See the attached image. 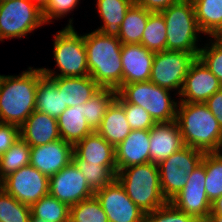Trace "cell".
I'll return each instance as SVG.
<instances>
[{
	"instance_id": "cell-22",
	"label": "cell",
	"mask_w": 222,
	"mask_h": 222,
	"mask_svg": "<svg viewBox=\"0 0 222 222\" xmlns=\"http://www.w3.org/2000/svg\"><path fill=\"white\" fill-rule=\"evenodd\" d=\"M73 151L90 164L116 165L115 147L96 131L77 142Z\"/></svg>"
},
{
	"instance_id": "cell-46",
	"label": "cell",
	"mask_w": 222,
	"mask_h": 222,
	"mask_svg": "<svg viewBox=\"0 0 222 222\" xmlns=\"http://www.w3.org/2000/svg\"><path fill=\"white\" fill-rule=\"evenodd\" d=\"M206 222H222L221 214H210Z\"/></svg>"
},
{
	"instance_id": "cell-13",
	"label": "cell",
	"mask_w": 222,
	"mask_h": 222,
	"mask_svg": "<svg viewBox=\"0 0 222 222\" xmlns=\"http://www.w3.org/2000/svg\"><path fill=\"white\" fill-rule=\"evenodd\" d=\"M94 196L105 211L109 222H145V213L128 197L116 178L97 190Z\"/></svg>"
},
{
	"instance_id": "cell-47",
	"label": "cell",
	"mask_w": 222,
	"mask_h": 222,
	"mask_svg": "<svg viewBox=\"0 0 222 222\" xmlns=\"http://www.w3.org/2000/svg\"><path fill=\"white\" fill-rule=\"evenodd\" d=\"M36 5H38L41 9L44 8V6L47 4L48 0H31Z\"/></svg>"
},
{
	"instance_id": "cell-39",
	"label": "cell",
	"mask_w": 222,
	"mask_h": 222,
	"mask_svg": "<svg viewBox=\"0 0 222 222\" xmlns=\"http://www.w3.org/2000/svg\"><path fill=\"white\" fill-rule=\"evenodd\" d=\"M124 110L132 130H150L156 123L150 114L142 107L128 102H119Z\"/></svg>"
},
{
	"instance_id": "cell-9",
	"label": "cell",
	"mask_w": 222,
	"mask_h": 222,
	"mask_svg": "<svg viewBox=\"0 0 222 222\" xmlns=\"http://www.w3.org/2000/svg\"><path fill=\"white\" fill-rule=\"evenodd\" d=\"M204 154L183 146L158 164L161 190L168 202L183 189L188 175L201 163Z\"/></svg>"
},
{
	"instance_id": "cell-11",
	"label": "cell",
	"mask_w": 222,
	"mask_h": 222,
	"mask_svg": "<svg viewBox=\"0 0 222 222\" xmlns=\"http://www.w3.org/2000/svg\"><path fill=\"white\" fill-rule=\"evenodd\" d=\"M0 187L20 203L31 207L49 194V177L29 164L3 178Z\"/></svg>"
},
{
	"instance_id": "cell-20",
	"label": "cell",
	"mask_w": 222,
	"mask_h": 222,
	"mask_svg": "<svg viewBox=\"0 0 222 222\" xmlns=\"http://www.w3.org/2000/svg\"><path fill=\"white\" fill-rule=\"evenodd\" d=\"M20 137L35 147L61 139L57 119L35 110L19 127Z\"/></svg>"
},
{
	"instance_id": "cell-29",
	"label": "cell",
	"mask_w": 222,
	"mask_h": 222,
	"mask_svg": "<svg viewBox=\"0 0 222 222\" xmlns=\"http://www.w3.org/2000/svg\"><path fill=\"white\" fill-rule=\"evenodd\" d=\"M200 30L211 35L222 23V0H192Z\"/></svg>"
},
{
	"instance_id": "cell-23",
	"label": "cell",
	"mask_w": 222,
	"mask_h": 222,
	"mask_svg": "<svg viewBox=\"0 0 222 222\" xmlns=\"http://www.w3.org/2000/svg\"><path fill=\"white\" fill-rule=\"evenodd\" d=\"M84 107L85 103L67 107L57 118L60 138L73 146L94 132L86 121Z\"/></svg>"
},
{
	"instance_id": "cell-12",
	"label": "cell",
	"mask_w": 222,
	"mask_h": 222,
	"mask_svg": "<svg viewBox=\"0 0 222 222\" xmlns=\"http://www.w3.org/2000/svg\"><path fill=\"white\" fill-rule=\"evenodd\" d=\"M205 166L200 163L187 177L183 189L169 202L178 210L206 222L211 211V202L205 190Z\"/></svg>"
},
{
	"instance_id": "cell-6",
	"label": "cell",
	"mask_w": 222,
	"mask_h": 222,
	"mask_svg": "<svg viewBox=\"0 0 222 222\" xmlns=\"http://www.w3.org/2000/svg\"><path fill=\"white\" fill-rule=\"evenodd\" d=\"M167 28V51H185L199 53L200 30L195 16L192 0H178L160 12Z\"/></svg>"
},
{
	"instance_id": "cell-5",
	"label": "cell",
	"mask_w": 222,
	"mask_h": 222,
	"mask_svg": "<svg viewBox=\"0 0 222 222\" xmlns=\"http://www.w3.org/2000/svg\"><path fill=\"white\" fill-rule=\"evenodd\" d=\"M73 18L67 26L54 34L53 57L59 72L42 68L46 77H81L89 75L87 54L83 34H78L73 27Z\"/></svg>"
},
{
	"instance_id": "cell-18",
	"label": "cell",
	"mask_w": 222,
	"mask_h": 222,
	"mask_svg": "<svg viewBox=\"0 0 222 222\" xmlns=\"http://www.w3.org/2000/svg\"><path fill=\"white\" fill-rule=\"evenodd\" d=\"M150 130H131L115 147L117 171L123 168L150 162Z\"/></svg>"
},
{
	"instance_id": "cell-35",
	"label": "cell",
	"mask_w": 222,
	"mask_h": 222,
	"mask_svg": "<svg viewBox=\"0 0 222 222\" xmlns=\"http://www.w3.org/2000/svg\"><path fill=\"white\" fill-rule=\"evenodd\" d=\"M31 207L20 203L0 187V222H29Z\"/></svg>"
},
{
	"instance_id": "cell-25",
	"label": "cell",
	"mask_w": 222,
	"mask_h": 222,
	"mask_svg": "<svg viewBox=\"0 0 222 222\" xmlns=\"http://www.w3.org/2000/svg\"><path fill=\"white\" fill-rule=\"evenodd\" d=\"M134 0H96L97 13L103 25L95 29L106 36L118 37L127 10Z\"/></svg>"
},
{
	"instance_id": "cell-2",
	"label": "cell",
	"mask_w": 222,
	"mask_h": 222,
	"mask_svg": "<svg viewBox=\"0 0 222 222\" xmlns=\"http://www.w3.org/2000/svg\"><path fill=\"white\" fill-rule=\"evenodd\" d=\"M83 39L89 75L101 88L117 91L123 85L121 41L96 30L83 34Z\"/></svg>"
},
{
	"instance_id": "cell-26",
	"label": "cell",
	"mask_w": 222,
	"mask_h": 222,
	"mask_svg": "<svg viewBox=\"0 0 222 222\" xmlns=\"http://www.w3.org/2000/svg\"><path fill=\"white\" fill-rule=\"evenodd\" d=\"M151 13L135 2L131 5L125 14L118 36L122 44H141L142 34Z\"/></svg>"
},
{
	"instance_id": "cell-42",
	"label": "cell",
	"mask_w": 222,
	"mask_h": 222,
	"mask_svg": "<svg viewBox=\"0 0 222 222\" xmlns=\"http://www.w3.org/2000/svg\"><path fill=\"white\" fill-rule=\"evenodd\" d=\"M222 127V88L204 102Z\"/></svg>"
},
{
	"instance_id": "cell-37",
	"label": "cell",
	"mask_w": 222,
	"mask_h": 222,
	"mask_svg": "<svg viewBox=\"0 0 222 222\" xmlns=\"http://www.w3.org/2000/svg\"><path fill=\"white\" fill-rule=\"evenodd\" d=\"M210 41L200 47L198 58L222 84V46Z\"/></svg>"
},
{
	"instance_id": "cell-7",
	"label": "cell",
	"mask_w": 222,
	"mask_h": 222,
	"mask_svg": "<svg viewBox=\"0 0 222 222\" xmlns=\"http://www.w3.org/2000/svg\"><path fill=\"white\" fill-rule=\"evenodd\" d=\"M170 91L151 81L136 82L122 85L117 90L115 99L142 107L155 123H167L176 120L178 105V100L171 99Z\"/></svg>"
},
{
	"instance_id": "cell-44",
	"label": "cell",
	"mask_w": 222,
	"mask_h": 222,
	"mask_svg": "<svg viewBox=\"0 0 222 222\" xmlns=\"http://www.w3.org/2000/svg\"><path fill=\"white\" fill-rule=\"evenodd\" d=\"M210 214H221L222 215V195L211 202Z\"/></svg>"
},
{
	"instance_id": "cell-3",
	"label": "cell",
	"mask_w": 222,
	"mask_h": 222,
	"mask_svg": "<svg viewBox=\"0 0 222 222\" xmlns=\"http://www.w3.org/2000/svg\"><path fill=\"white\" fill-rule=\"evenodd\" d=\"M176 122L184 146L204 153L219 152L222 146V127L205 103L179 102Z\"/></svg>"
},
{
	"instance_id": "cell-28",
	"label": "cell",
	"mask_w": 222,
	"mask_h": 222,
	"mask_svg": "<svg viewBox=\"0 0 222 222\" xmlns=\"http://www.w3.org/2000/svg\"><path fill=\"white\" fill-rule=\"evenodd\" d=\"M72 160L85 176L86 182L94 192L110 184L116 178V165L90 164L81 159L74 151Z\"/></svg>"
},
{
	"instance_id": "cell-45",
	"label": "cell",
	"mask_w": 222,
	"mask_h": 222,
	"mask_svg": "<svg viewBox=\"0 0 222 222\" xmlns=\"http://www.w3.org/2000/svg\"><path fill=\"white\" fill-rule=\"evenodd\" d=\"M212 41L222 46V23L221 25L209 36ZM214 38V39H213Z\"/></svg>"
},
{
	"instance_id": "cell-33",
	"label": "cell",
	"mask_w": 222,
	"mask_h": 222,
	"mask_svg": "<svg viewBox=\"0 0 222 222\" xmlns=\"http://www.w3.org/2000/svg\"><path fill=\"white\" fill-rule=\"evenodd\" d=\"M201 163L205 166V190L210 202L222 195V154L205 153Z\"/></svg>"
},
{
	"instance_id": "cell-8",
	"label": "cell",
	"mask_w": 222,
	"mask_h": 222,
	"mask_svg": "<svg viewBox=\"0 0 222 222\" xmlns=\"http://www.w3.org/2000/svg\"><path fill=\"white\" fill-rule=\"evenodd\" d=\"M44 24L42 9L31 0H0V41L21 39Z\"/></svg>"
},
{
	"instance_id": "cell-24",
	"label": "cell",
	"mask_w": 222,
	"mask_h": 222,
	"mask_svg": "<svg viewBox=\"0 0 222 222\" xmlns=\"http://www.w3.org/2000/svg\"><path fill=\"white\" fill-rule=\"evenodd\" d=\"M123 106L114 99L108 106L96 132L116 147L131 131Z\"/></svg>"
},
{
	"instance_id": "cell-30",
	"label": "cell",
	"mask_w": 222,
	"mask_h": 222,
	"mask_svg": "<svg viewBox=\"0 0 222 222\" xmlns=\"http://www.w3.org/2000/svg\"><path fill=\"white\" fill-rule=\"evenodd\" d=\"M117 91L111 88H100L87 102L84 112L88 125L96 131L105 116L106 110L116 98Z\"/></svg>"
},
{
	"instance_id": "cell-40",
	"label": "cell",
	"mask_w": 222,
	"mask_h": 222,
	"mask_svg": "<svg viewBox=\"0 0 222 222\" xmlns=\"http://www.w3.org/2000/svg\"><path fill=\"white\" fill-rule=\"evenodd\" d=\"M80 0H48L42 9V16L45 23H50L53 19H60L67 16L70 11L79 4Z\"/></svg>"
},
{
	"instance_id": "cell-41",
	"label": "cell",
	"mask_w": 222,
	"mask_h": 222,
	"mask_svg": "<svg viewBox=\"0 0 222 222\" xmlns=\"http://www.w3.org/2000/svg\"><path fill=\"white\" fill-rule=\"evenodd\" d=\"M20 128L14 124L0 122V157L18 140Z\"/></svg>"
},
{
	"instance_id": "cell-21",
	"label": "cell",
	"mask_w": 222,
	"mask_h": 222,
	"mask_svg": "<svg viewBox=\"0 0 222 222\" xmlns=\"http://www.w3.org/2000/svg\"><path fill=\"white\" fill-rule=\"evenodd\" d=\"M57 87L67 107L82 105L101 87L90 75L81 77H48Z\"/></svg>"
},
{
	"instance_id": "cell-4",
	"label": "cell",
	"mask_w": 222,
	"mask_h": 222,
	"mask_svg": "<svg viewBox=\"0 0 222 222\" xmlns=\"http://www.w3.org/2000/svg\"><path fill=\"white\" fill-rule=\"evenodd\" d=\"M116 179L145 214L168 202L161 190L158 164L149 162L123 168L117 171Z\"/></svg>"
},
{
	"instance_id": "cell-10",
	"label": "cell",
	"mask_w": 222,
	"mask_h": 222,
	"mask_svg": "<svg viewBox=\"0 0 222 222\" xmlns=\"http://www.w3.org/2000/svg\"><path fill=\"white\" fill-rule=\"evenodd\" d=\"M198 54L167 50L155 53L149 81L171 91L176 90L175 95H179L188 69Z\"/></svg>"
},
{
	"instance_id": "cell-31",
	"label": "cell",
	"mask_w": 222,
	"mask_h": 222,
	"mask_svg": "<svg viewBox=\"0 0 222 222\" xmlns=\"http://www.w3.org/2000/svg\"><path fill=\"white\" fill-rule=\"evenodd\" d=\"M167 28L164 18L160 12H152L142 34L141 44L157 53L166 51Z\"/></svg>"
},
{
	"instance_id": "cell-38",
	"label": "cell",
	"mask_w": 222,
	"mask_h": 222,
	"mask_svg": "<svg viewBox=\"0 0 222 222\" xmlns=\"http://www.w3.org/2000/svg\"><path fill=\"white\" fill-rule=\"evenodd\" d=\"M145 222H199L194 217L176 209L170 202L145 214Z\"/></svg>"
},
{
	"instance_id": "cell-15",
	"label": "cell",
	"mask_w": 222,
	"mask_h": 222,
	"mask_svg": "<svg viewBox=\"0 0 222 222\" xmlns=\"http://www.w3.org/2000/svg\"><path fill=\"white\" fill-rule=\"evenodd\" d=\"M222 88L221 82L197 57L190 65L178 95L179 102L204 103Z\"/></svg>"
},
{
	"instance_id": "cell-36",
	"label": "cell",
	"mask_w": 222,
	"mask_h": 222,
	"mask_svg": "<svg viewBox=\"0 0 222 222\" xmlns=\"http://www.w3.org/2000/svg\"><path fill=\"white\" fill-rule=\"evenodd\" d=\"M70 222H109L95 196L70 207Z\"/></svg>"
},
{
	"instance_id": "cell-34",
	"label": "cell",
	"mask_w": 222,
	"mask_h": 222,
	"mask_svg": "<svg viewBox=\"0 0 222 222\" xmlns=\"http://www.w3.org/2000/svg\"><path fill=\"white\" fill-rule=\"evenodd\" d=\"M30 164V146L19 137L0 157V181L12 172Z\"/></svg>"
},
{
	"instance_id": "cell-32",
	"label": "cell",
	"mask_w": 222,
	"mask_h": 222,
	"mask_svg": "<svg viewBox=\"0 0 222 222\" xmlns=\"http://www.w3.org/2000/svg\"><path fill=\"white\" fill-rule=\"evenodd\" d=\"M31 215L48 222H69L70 207L47 194L31 206Z\"/></svg>"
},
{
	"instance_id": "cell-14",
	"label": "cell",
	"mask_w": 222,
	"mask_h": 222,
	"mask_svg": "<svg viewBox=\"0 0 222 222\" xmlns=\"http://www.w3.org/2000/svg\"><path fill=\"white\" fill-rule=\"evenodd\" d=\"M94 193L73 160L49 177V194L69 207L93 197Z\"/></svg>"
},
{
	"instance_id": "cell-16",
	"label": "cell",
	"mask_w": 222,
	"mask_h": 222,
	"mask_svg": "<svg viewBox=\"0 0 222 222\" xmlns=\"http://www.w3.org/2000/svg\"><path fill=\"white\" fill-rule=\"evenodd\" d=\"M73 156V145L63 139L30 147V165L50 177L64 168Z\"/></svg>"
},
{
	"instance_id": "cell-17",
	"label": "cell",
	"mask_w": 222,
	"mask_h": 222,
	"mask_svg": "<svg viewBox=\"0 0 222 222\" xmlns=\"http://www.w3.org/2000/svg\"><path fill=\"white\" fill-rule=\"evenodd\" d=\"M154 55L142 44H122L123 85L149 81Z\"/></svg>"
},
{
	"instance_id": "cell-43",
	"label": "cell",
	"mask_w": 222,
	"mask_h": 222,
	"mask_svg": "<svg viewBox=\"0 0 222 222\" xmlns=\"http://www.w3.org/2000/svg\"><path fill=\"white\" fill-rule=\"evenodd\" d=\"M178 0H135V3L149 12H161Z\"/></svg>"
},
{
	"instance_id": "cell-1",
	"label": "cell",
	"mask_w": 222,
	"mask_h": 222,
	"mask_svg": "<svg viewBox=\"0 0 222 222\" xmlns=\"http://www.w3.org/2000/svg\"><path fill=\"white\" fill-rule=\"evenodd\" d=\"M42 68L29 67L20 75H0V122L20 127L35 111Z\"/></svg>"
},
{
	"instance_id": "cell-19",
	"label": "cell",
	"mask_w": 222,
	"mask_h": 222,
	"mask_svg": "<svg viewBox=\"0 0 222 222\" xmlns=\"http://www.w3.org/2000/svg\"><path fill=\"white\" fill-rule=\"evenodd\" d=\"M150 162L159 164L183 146V140L178 123H156L150 129Z\"/></svg>"
},
{
	"instance_id": "cell-48",
	"label": "cell",
	"mask_w": 222,
	"mask_h": 222,
	"mask_svg": "<svg viewBox=\"0 0 222 222\" xmlns=\"http://www.w3.org/2000/svg\"><path fill=\"white\" fill-rule=\"evenodd\" d=\"M29 222H48V221L42 220L40 218H35L31 215Z\"/></svg>"
},
{
	"instance_id": "cell-27",
	"label": "cell",
	"mask_w": 222,
	"mask_h": 222,
	"mask_svg": "<svg viewBox=\"0 0 222 222\" xmlns=\"http://www.w3.org/2000/svg\"><path fill=\"white\" fill-rule=\"evenodd\" d=\"M66 108L56 85L48 77L43 76L38 82L35 110L57 119Z\"/></svg>"
}]
</instances>
